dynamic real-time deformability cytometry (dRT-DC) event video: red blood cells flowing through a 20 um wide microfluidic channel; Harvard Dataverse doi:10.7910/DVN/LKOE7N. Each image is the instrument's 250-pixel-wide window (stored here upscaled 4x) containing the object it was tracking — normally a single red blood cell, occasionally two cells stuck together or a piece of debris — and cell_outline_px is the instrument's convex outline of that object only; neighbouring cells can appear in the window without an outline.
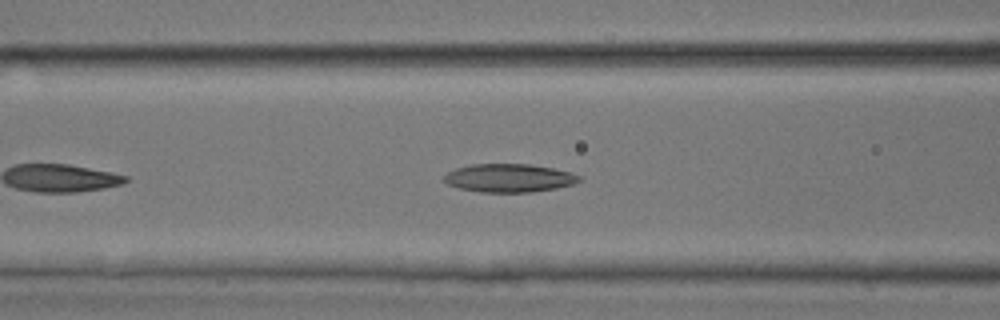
{"species": "common noctule bat (a hibernating species)", "species_latin": "Nyctalus noctula", "temperature_condition": "room temperature", "stored_images_in_passage": 33, "camera_frame_rate_fps": 3000, "um_per_image_px": 0.085, "animal": {"sex": "male", "body_mass_g": 17.9, "forearm_length_mm": 54.2}, "frame": {"image": 1, "passage_image": 7, "time_ms": 2.0, "image_size_px": [1000, 320], "cell_outline_px": [[580, 180], [572, 184], [556, 188], [532, 192], [480, 192], [460, 188], [448, 184], [444, 180], [444, 176], [448, 172], [456, 168], [472, 164], [528, 164], [552, 168], [572, 172], [580, 176]], "centroid_in_image_um": [43.27, 15.13], "position_along_channel_um": 123.3, "area_um2": 22.14}}
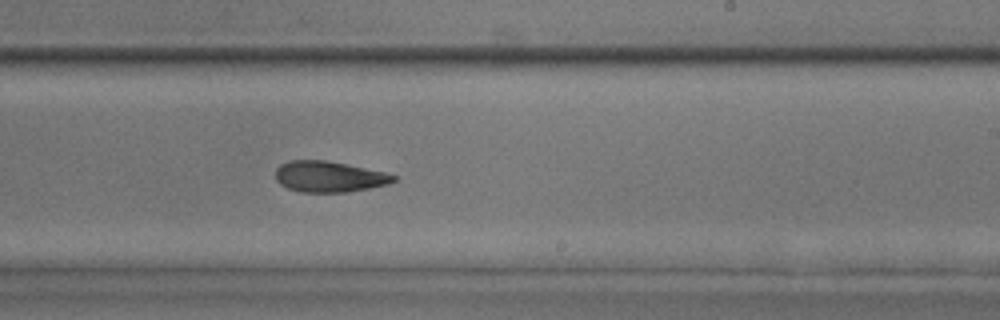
{"frame": {"image": 2, "passage_image": 16, "time_ms": 5.0, "image_size_px": [1000, 320], "cell_outline_px": [[400, 176], [396, 180], [388, 184], [348, 192], [300, 192], [288, 188], [280, 184], [276, 180], [276, 168], [280, 164], [288, 160], [328, 160], [384, 172]], "centroid_in_image_um": [27.97, 15.01], "position_along_channel_um": 261.0, "area_um2": 21.39}}
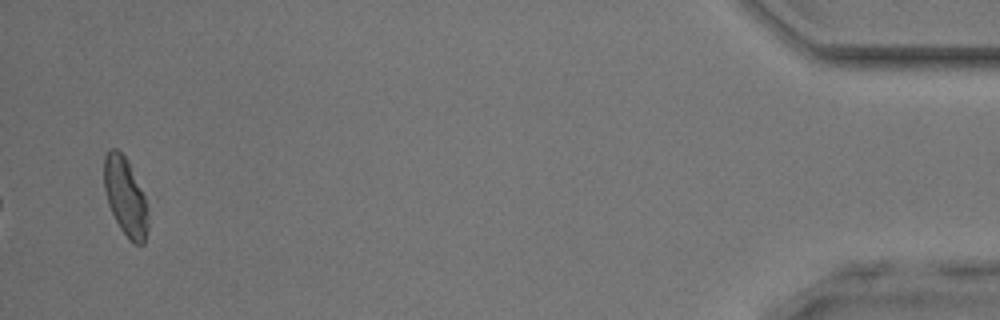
{"frame": {"image": 3, "passage_image": 32, "time_ms": 10.333, "image_size_px": [1000, 320], "cell_outline_px": [[148, 228], [144, 244], [136, 244], [128, 240], [120, 228], [108, 204], [104, 188], [104, 156], [108, 148], [116, 148], [128, 160], [144, 192], [148, 204]], "centroid_in_image_um": [10.68, 16.71], "position_along_channel_um": 424.5, "area_um2": 20.46}}